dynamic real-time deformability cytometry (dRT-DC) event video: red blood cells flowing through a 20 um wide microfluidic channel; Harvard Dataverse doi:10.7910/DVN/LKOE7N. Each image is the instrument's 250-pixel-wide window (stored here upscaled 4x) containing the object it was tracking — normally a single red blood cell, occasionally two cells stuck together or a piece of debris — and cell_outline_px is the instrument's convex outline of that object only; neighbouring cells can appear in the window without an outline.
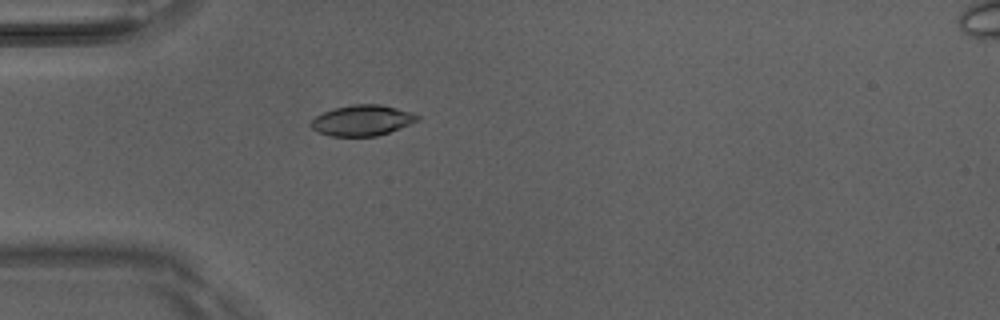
{"species": "Egyptian fruit bat (a non-hibernating species)", "species_latin": "Rousettus aegyptiacus", "temperature_condition": "room temperature", "stored_images_in_passage": 1, "camera_frame_rate_fps": 3000, "um_per_image_px": 0.085, "animal": {"sex": "male"}, "frame": {"image": 1, "passage_image": 1, "time_ms": 0.0, "image_size_px": [1000, 320], "cell_outline_px": [[420, 120], [400, 128], [376, 136], [332, 136], [320, 132], [312, 128], [308, 124], [316, 116], [324, 112], [336, 108], [352, 104], [380, 104], [412, 112], [420, 116]], "centroid_in_image_um": [30.81, 10.23], "position_along_channel_um": 54.2, "area_um2": 18.9}}